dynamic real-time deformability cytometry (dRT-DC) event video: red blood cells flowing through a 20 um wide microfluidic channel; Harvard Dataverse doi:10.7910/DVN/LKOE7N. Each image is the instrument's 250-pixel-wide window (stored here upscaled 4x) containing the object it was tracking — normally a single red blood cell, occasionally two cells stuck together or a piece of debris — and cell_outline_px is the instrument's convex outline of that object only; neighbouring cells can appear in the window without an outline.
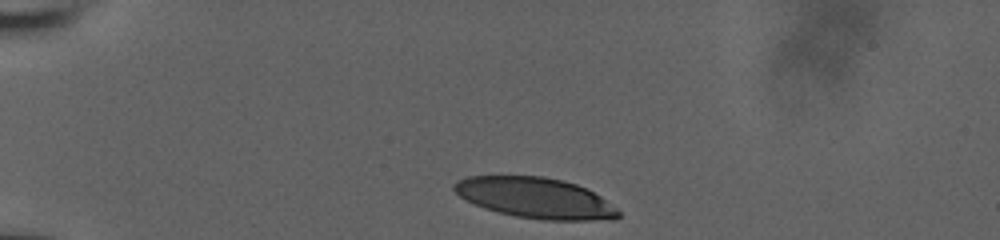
{"species": "human", "species_latin": "Homo sapiens", "temperature_condition": "room temperature", "stored_images_in_passage": 34, "camera_frame_rate_fps": 3000, "um_per_image_px": 0.085, "donor": {"sex": "male"}, "frame": {"image": 1, "passage_image": 1, "time_ms": 0.0, "image_size_px": [1000, 240], "cell_outline_px": [[620, 216], [616, 220], [544, 220], [516, 216], [484, 208], [460, 196], [452, 188], [452, 184], [456, 180], [468, 176], [544, 176], [564, 180], [588, 188], [600, 196], [616, 208], [620, 212]], "centroid_in_image_um": [45.53, 16.82], "position_along_channel_um": 39.5, "area_um2": 38.96}}
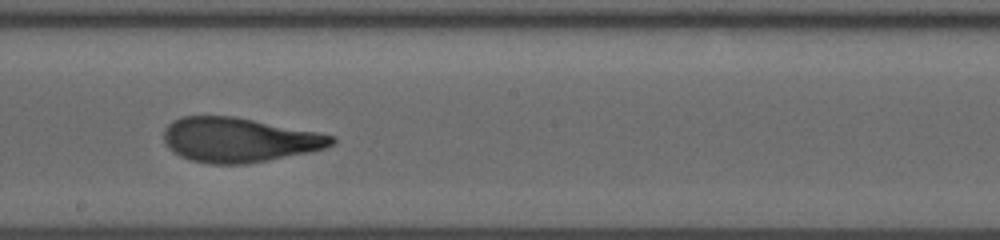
{"frame": {"image": 2, "passage_image": 20, "time_ms": 6.333, "image_size_px": [1000, 240], "cell_outline_px": [[336, 140], [332, 144], [324, 148], [312, 152], [248, 164], [208, 164], [192, 160], [180, 156], [172, 152], [168, 148], [164, 140], [164, 128], [172, 120], [184, 116], [232, 116], [316, 132], [336, 136]], "centroid_in_image_um": [20.29, 11.9], "position_along_channel_um": 227.9, "area_um2": 43.58}}
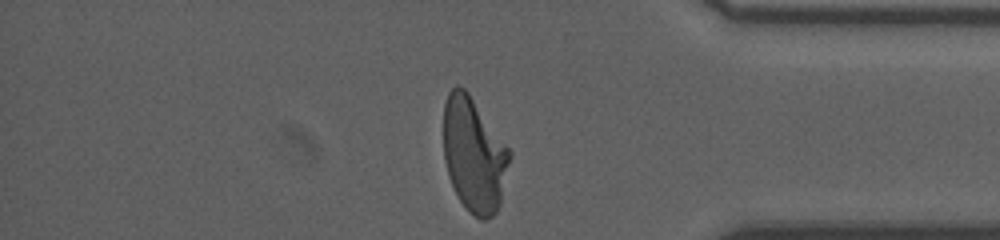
{"frame": {"image": 3, "passage_image": 34, "time_ms": 11.0, "image_size_px": [1000, 240], "cell_outline_px": [[512, 156], [500, 204], [496, 212], [492, 216], [484, 220], [480, 220], [468, 212], [460, 200], [448, 176], [444, 160], [444, 104], [448, 92], [456, 84], [464, 88], [468, 92], [512, 152]], "centroid_in_image_um": [40.3, 13.17], "position_along_channel_um": 394.9, "area_um2": 44.27}, "authors_computed_cell_mechanics": {"area_um2": 43.6679, "velocity_mm_per_s": 3.9215, "shape_relaxation_time_tau1_ms": 5.6287, "shape_relaxation_time_tau2_ms": 1.238, "deformation_change_tau1": 0.2545, "deformation_change_tau2": 0.0983}}